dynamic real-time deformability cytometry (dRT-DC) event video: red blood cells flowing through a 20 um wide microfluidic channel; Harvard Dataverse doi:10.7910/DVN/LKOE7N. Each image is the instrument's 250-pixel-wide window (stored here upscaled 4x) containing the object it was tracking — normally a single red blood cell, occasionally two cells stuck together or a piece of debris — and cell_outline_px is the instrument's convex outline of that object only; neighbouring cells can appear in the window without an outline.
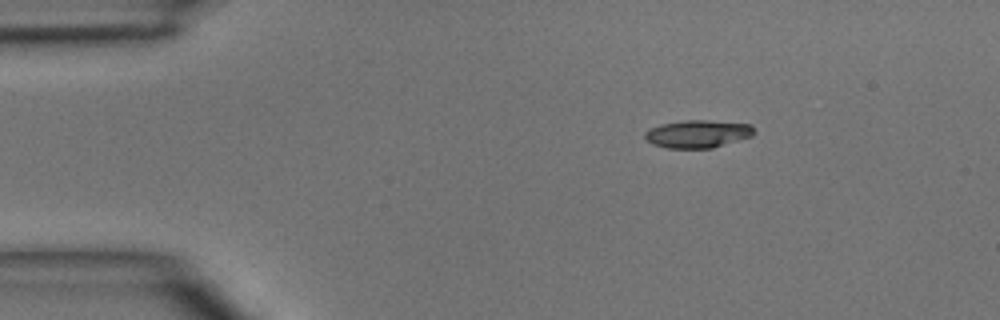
{"species": "common noctule bat (a hibernating species)", "species_latin": "Nyctalus noctula", "temperature_condition": "room temperature", "stored_images_in_passage": 41, "camera_frame_rate_fps": 3000, "um_per_image_px": 0.085, "animal": {"sex": "male", "body_mass_g": 15.6}, "frame": {"image": 1, "passage_image": 1, "time_ms": 0.0, "image_size_px": [1000, 320], "cell_outline_px": [[756, 132], [752, 136], [712, 148], [668, 148], [652, 144], [644, 136], [644, 132], [648, 128], [660, 124], [688, 120], [704, 120], [752, 124]], "centroid_in_image_um": [59.31, 11.37], "position_along_channel_um": 25.7, "area_um2": 17.69}}
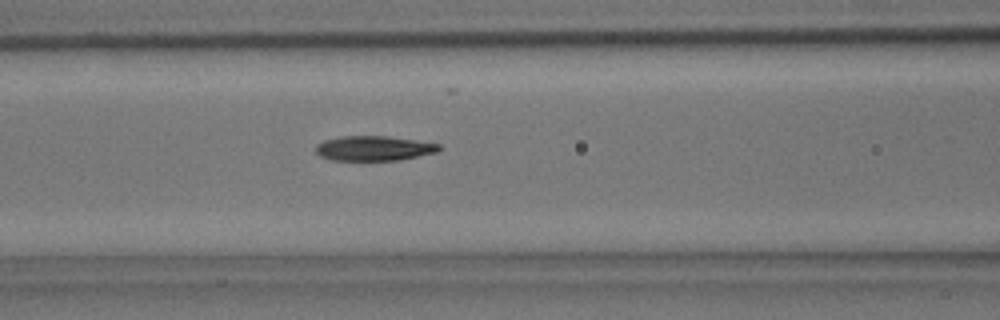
{"frame": {"image": 2, "passage_image": 13, "time_ms": 4.0, "image_size_px": [1000, 320], "cell_outline_px": [[440, 148], [436, 152], [400, 160], [332, 160], [320, 156], [316, 152], [316, 144], [324, 140], [340, 136], [384, 136], [416, 140], [440, 144]], "centroid_in_image_um": [31.75, 12.6], "position_along_channel_um": 134.9, "area_um2": 17.74}}
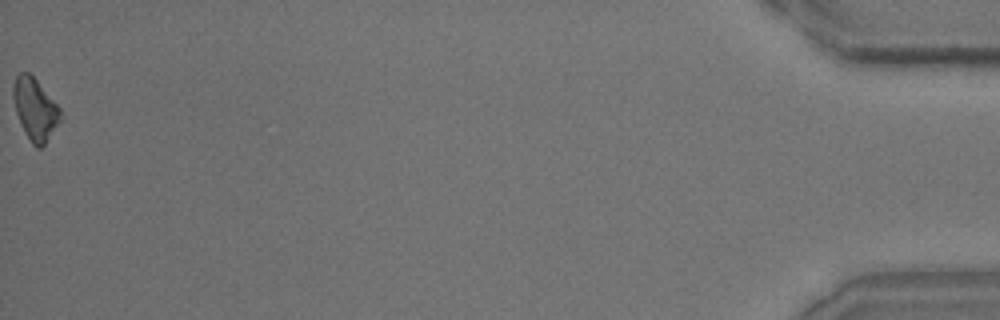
{"frame": {"image": 3, "passage_image": 41, "time_ms": 13.333, "image_size_px": [1000, 320], "cell_outline_px": [[60, 120], [44, 144], [40, 148], [36, 148], [32, 144], [24, 132], [16, 112], [12, 96], [12, 88], [16, 76], [20, 72], [28, 72], [36, 80], [60, 108]], "centroid_in_image_um": [2.94, 9.27], "position_along_channel_um": 432.3, "area_um2": 16.65}}